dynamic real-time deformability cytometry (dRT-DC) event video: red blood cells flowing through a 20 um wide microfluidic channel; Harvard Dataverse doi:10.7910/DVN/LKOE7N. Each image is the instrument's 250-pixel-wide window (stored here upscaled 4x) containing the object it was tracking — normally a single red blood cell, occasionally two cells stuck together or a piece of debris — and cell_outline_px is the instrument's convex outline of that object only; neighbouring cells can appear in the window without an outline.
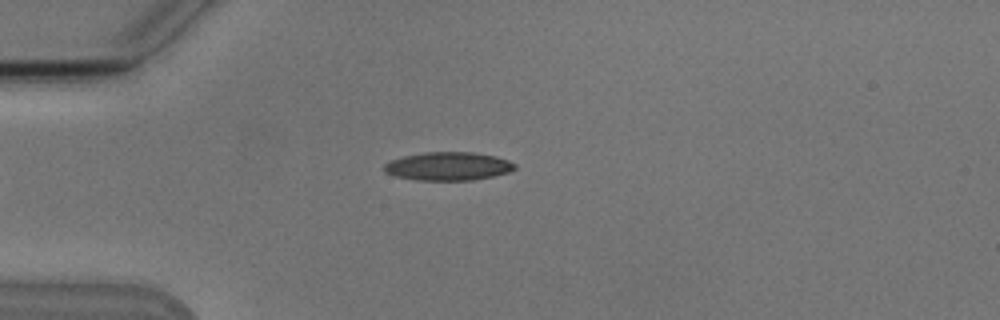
{"species": "Egyptian fruit bat (a non-hibernating species)", "species_latin": "Rousettus aegyptiacus", "temperature_condition": "cold", "stored_images_in_passage": 1, "camera_frame_rate_fps": 3000, "um_per_image_px": 0.085, "animal": {"sex": "male"}, "frame": {"image": 1, "passage_image": 1, "time_ms": 0.0, "image_size_px": [1000, 320], "cell_outline_px": [[516, 168], [508, 172], [492, 176], [472, 180], [416, 180], [392, 176], [384, 172], [384, 164], [392, 160], [404, 156], [424, 152], [472, 152], [496, 156], [508, 160], [516, 164]], "centroid_in_image_um": [38.08, 14.13], "position_along_channel_um": 46.9, "area_um2": 21.62}}